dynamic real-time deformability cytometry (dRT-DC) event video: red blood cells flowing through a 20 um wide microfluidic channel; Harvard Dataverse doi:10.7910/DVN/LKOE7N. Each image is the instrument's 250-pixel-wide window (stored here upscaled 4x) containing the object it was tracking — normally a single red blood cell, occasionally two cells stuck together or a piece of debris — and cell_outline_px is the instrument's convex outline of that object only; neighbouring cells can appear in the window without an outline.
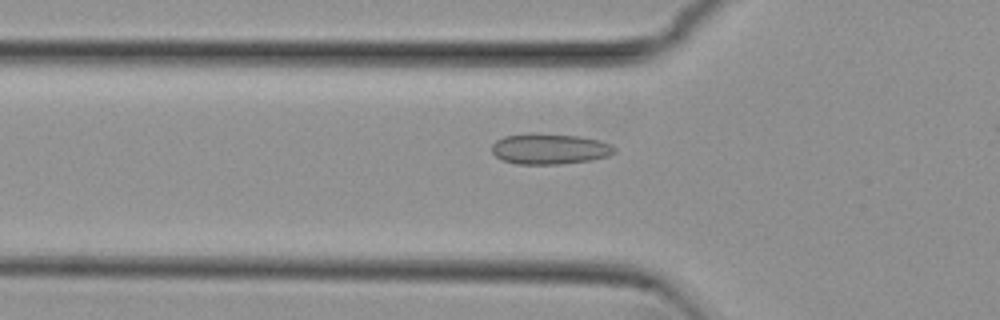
{"species": "common noctule bat (a hibernating species)", "species_latin": "Nyctalus noctula", "temperature_condition": "cold", "stored_images_in_passage": 44, "camera_frame_rate_fps": 3000, "um_per_image_px": 0.085, "animal": {"sex": "female", "body_mass_g": 29.2, "forearm_length_mm": 56.3}, "frame": {"image": 1, "passage_image": 15, "time_ms": 4.667, "image_size_px": [1000, 320], "cell_outline_px": [[616, 152], [608, 156], [592, 160], [560, 164], [516, 164], [504, 160], [496, 156], [492, 152], [492, 144], [496, 140], [504, 136], [580, 136], [600, 140], [612, 144], [616, 148]], "centroid_in_image_um": [46.79, 12.7], "position_along_channel_um": 79.0, "area_um2": 21.15}}
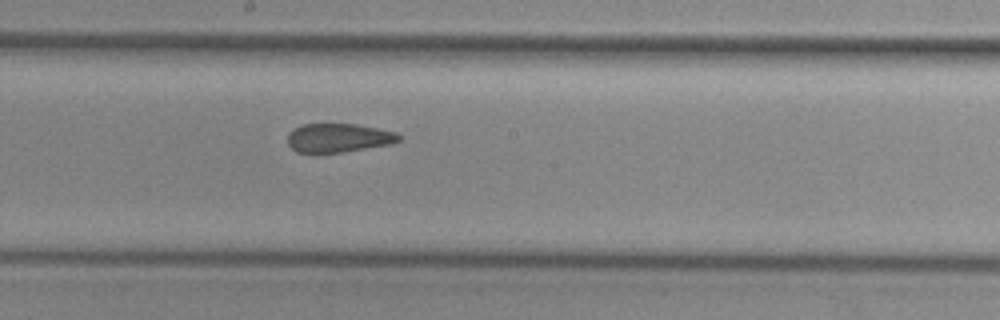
{"frame": {"image": 2, "passage_image": 26, "time_ms": 8.333, "image_size_px": [1000, 320], "cell_outline_px": [[404, 136], [400, 140], [392, 144], [344, 152], [312, 156], [296, 152], [288, 144], [288, 132], [300, 124], [356, 124], [396, 132]], "centroid_in_image_um": [28.73, 11.76], "position_along_channel_um": 219.5, "area_um2": 19.48}}
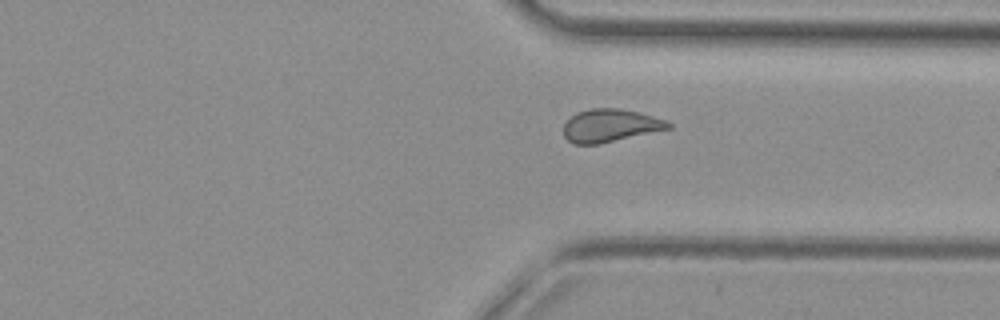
{"frame": {"image": 3, "passage_image": 37, "time_ms": 12.0, "image_size_px": [1000, 320], "cell_outline_px": [[672, 128], [600, 144], [572, 144], [564, 136], [564, 124], [576, 112], [588, 108], [620, 108], [640, 112], [668, 120], [672, 124]], "centroid_in_image_um": [51.9, 10.66], "position_along_channel_um": 359.5, "area_um2": 20.35}, "authors_computed_cell_mechanics": {"area_um2": 20.4034, "velocity_mm_per_s": 3.8126, "shape_relaxation_time_tau1_ms": null, "shape_relaxation_time_tau2_ms": 1.7434, "deformation_change_tau1": null, "deformation_change_tau2": 0.0745}}